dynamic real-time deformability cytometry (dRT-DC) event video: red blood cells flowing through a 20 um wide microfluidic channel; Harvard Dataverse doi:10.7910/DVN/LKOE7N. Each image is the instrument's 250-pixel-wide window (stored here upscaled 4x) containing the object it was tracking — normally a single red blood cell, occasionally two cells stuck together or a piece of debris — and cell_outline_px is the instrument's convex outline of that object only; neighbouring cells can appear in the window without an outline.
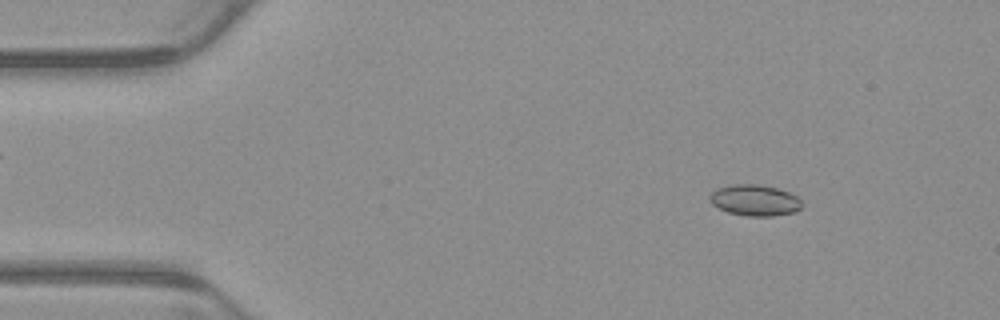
{"species": "common noctule bat (a hibernating species)", "species_latin": "Nyctalus noctula", "temperature_condition": "warm", "stored_images_in_passage": 5, "camera_frame_rate_fps": 3000, "um_per_image_px": 0.085, "animal": {"sex": "male", "body_mass_g": 23.1, "forearm_length_mm": 52.7}, "frame": {"image": 1, "passage_image": 1, "time_ms": 0.0, "image_size_px": [1000, 320], "cell_outline_px": [[804, 204], [796, 212], [772, 216], [744, 216], [728, 212], [712, 204], [708, 196], [712, 192], [720, 188], [732, 184], [760, 184], [776, 188], [788, 192], [796, 196]], "centroid_in_image_um": [64.17, 17.03], "position_along_channel_um": 20.8, "area_um2": 16.7}}
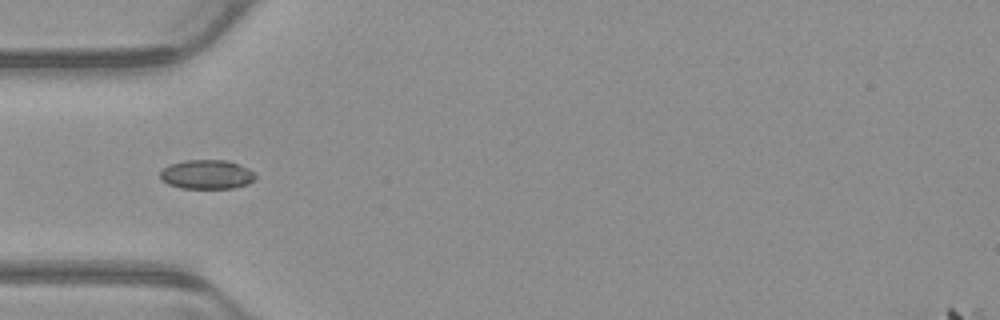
{"frame": {"image": 2, "passage_image": 4, "time_ms": 1.0, "image_size_px": [1000, 320], "cell_outline_px": [[256, 176], [248, 184], [232, 188], [180, 188], [168, 184], [160, 180], [160, 172], [164, 168], [172, 164], [184, 160], [228, 160], [248, 168]], "centroid_in_image_um": [17.55, 14.83], "position_along_channel_um": 67.4, "area_um2": 16.13}}
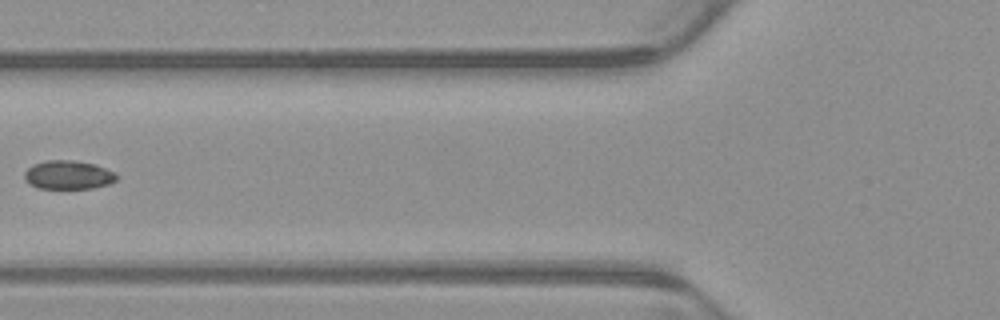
{"frame": {"image": 3, "passage_image": 5, "time_ms": 1.333, "image_size_px": [1000, 320], "cell_outline_px": [[120, 176], [116, 180], [108, 184], [92, 188], [36, 188], [28, 184], [24, 180], [24, 172], [32, 164], [48, 160], [72, 160], [96, 164], [116, 172]], "centroid_in_image_um": [5.8, 14.86], "position_along_channel_um": 120.0, "area_um2": 15.66}}